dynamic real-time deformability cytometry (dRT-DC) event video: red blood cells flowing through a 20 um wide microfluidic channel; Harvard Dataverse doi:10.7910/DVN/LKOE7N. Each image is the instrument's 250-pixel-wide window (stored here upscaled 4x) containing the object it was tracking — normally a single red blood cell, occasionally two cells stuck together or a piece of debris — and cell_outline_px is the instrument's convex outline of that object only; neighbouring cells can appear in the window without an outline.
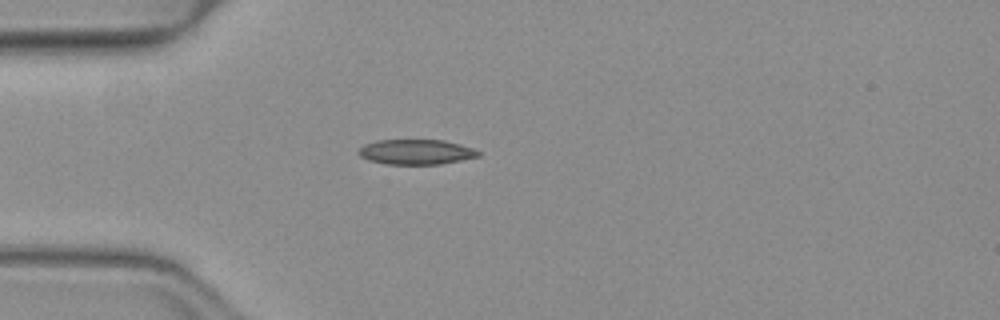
{"species": "common noctule bat (a hibernating species)", "species_latin": "Nyctalus noctula", "temperature_condition": "warm", "stored_images_in_passage": 51, "camera_frame_rate_fps": 3000, "um_per_image_px": 0.085, "animal": {"sex": "female", "body_mass_g": 19.3, "forearm_length_mm": 54.1}, "frame": {"image": 1, "passage_image": 14, "time_ms": 4.333, "image_size_px": [1000, 320], "cell_outline_px": [[480, 156], [440, 164], [384, 164], [368, 160], [360, 156], [356, 152], [364, 144], [376, 140], [444, 140], [460, 144], [472, 148], [480, 152]], "centroid_in_image_um": [35.33, 12.91], "position_along_channel_um": 49.7, "area_um2": 17.51}}
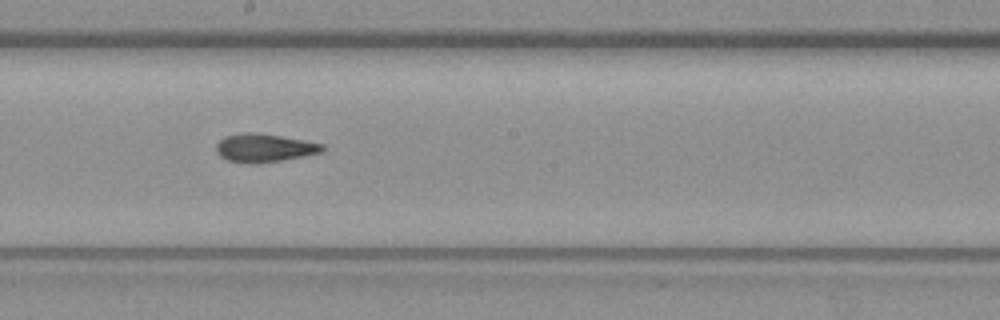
{"frame": {"image": 2, "passage_image": 28, "time_ms": 9.0, "image_size_px": [1000, 320], "cell_outline_px": [[324, 148], [320, 152], [304, 156], [256, 164], [248, 164], [228, 160], [220, 156], [216, 152], [216, 144], [224, 136], [240, 132], [252, 132], [280, 136], [304, 140], [324, 144]], "centroid_in_image_um": [22.42, 12.57], "position_along_channel_um": 225.8, "area_um2": 17.51}}
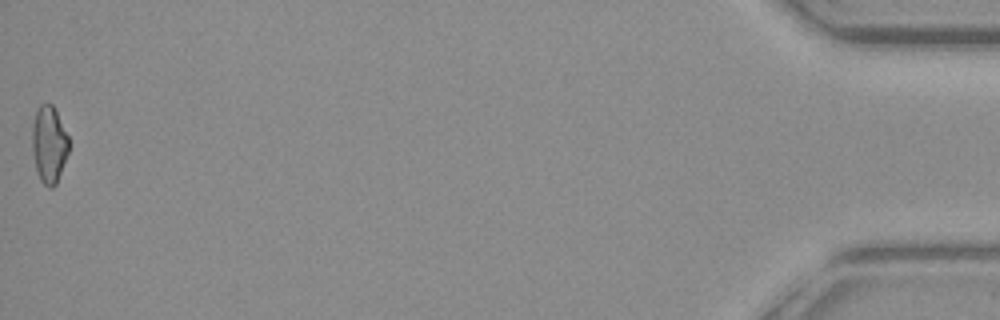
{"frame": {"image": 3, "passage_image": 51, "time_ms": 16.667, "image_size_px": [1000, 320], "cell_outline_px": [[68, 152], [56, 184], [52, 188], [48, 188], [40, 180], [36, 168], [32, 152], [32, 124], [36, 112], [40, 104], [52, 104], [68, 136]], "centroid_in_image_um": [4.15, 12.29], "position_along_channel_um": 431.1, "area_um2": 16.24}, "authors_computed_cell_mechanics": {"area_um2": 16.9932, "velocity_mm_per_s": 4.0287, "shape_relaxation_time_tau1_ms": null, "shape_relaxation_time_tau2_ms": 4.2627, "deformation_change_tau1": null, "deformation_change_tau2": 0.1205}}